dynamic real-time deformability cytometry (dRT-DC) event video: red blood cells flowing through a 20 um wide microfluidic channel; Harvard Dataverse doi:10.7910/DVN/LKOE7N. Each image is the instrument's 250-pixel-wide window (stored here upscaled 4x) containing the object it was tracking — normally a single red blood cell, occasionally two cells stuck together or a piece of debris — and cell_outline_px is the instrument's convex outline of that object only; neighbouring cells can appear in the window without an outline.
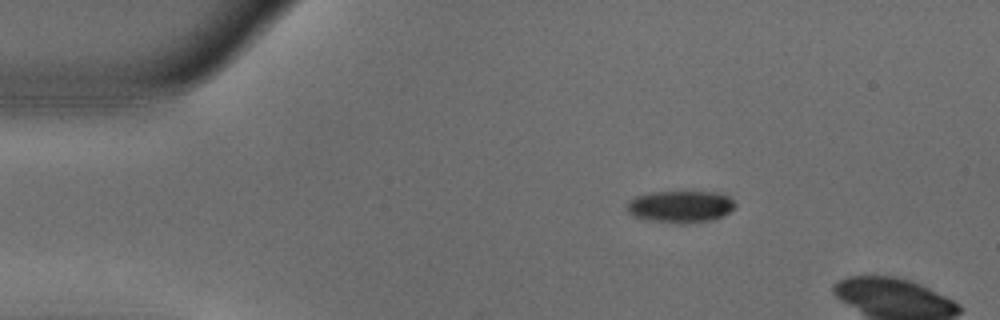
{"species": "common noctule bat (a hibernating species)", "species_latin": "Nyctalus noctula", "temperature_condition": "warm", "stored_images_in_passage": 13, "camera_frame_rate_fps": 3000, "um_per_image_px": 0.085, "animal": {"sex": "male", "body_mass_g": 18.8}, "frame": {"image": 1, "passage_image": 8, "time_ms": 2.333, "image_size_px": [1000, 320], "cell_outline_px": [[736, 204], [728, 212], [712, 220], [644, 220], [632, 216], [624, 208], [628, 200], [636, 196], [652, 192], [716, 192], [728, 196]], "centroid_in_image_um": [57.75, 17.5], "position_along_channel_um": 27.3, "area_um2": 19.31}}